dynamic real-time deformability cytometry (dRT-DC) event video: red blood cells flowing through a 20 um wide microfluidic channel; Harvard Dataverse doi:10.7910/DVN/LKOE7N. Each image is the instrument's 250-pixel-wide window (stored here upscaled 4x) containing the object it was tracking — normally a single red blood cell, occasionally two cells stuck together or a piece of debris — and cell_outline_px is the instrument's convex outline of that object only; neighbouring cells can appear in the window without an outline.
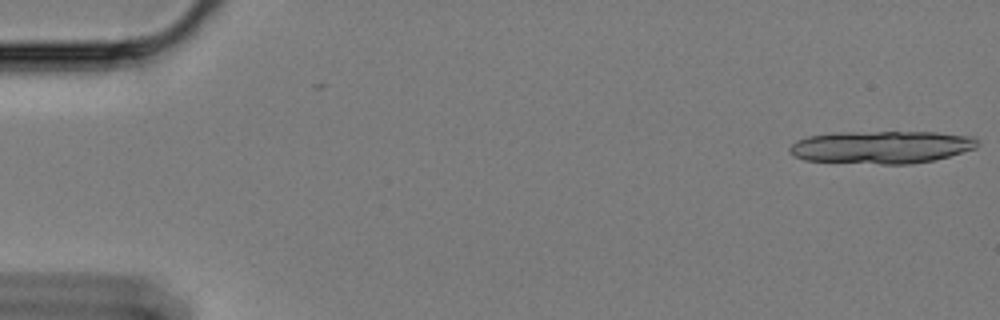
{"species": "Egyptian fruit bat (a non-hibernating species)", "species_latin": "Rousettus aegyptiacus", "temperature_condition": "cold", "stored_images_in_passage": 2, "camera_frame_rate_fps": 3000, "um_per_image_px": 0.085, "animal": {"sex": "female"}, "frame": {"image": 1, "passage_image": 2, "time_ms": 0.333, "image_size_px": [1000, 320], "cell_outline_px": [[980, 144], [976, 148], [936, 160], [908, 164], [880, 164], [804, 160], [792, 156], [788, 152], [788, 148], [796, 140], [808, 136], [832, 132], [936, 132], [972, 136]], "centroid_in_image_um": [74.89, 12.5], "position_along_channel_um": 10.1, "area_um2": 36.13}}